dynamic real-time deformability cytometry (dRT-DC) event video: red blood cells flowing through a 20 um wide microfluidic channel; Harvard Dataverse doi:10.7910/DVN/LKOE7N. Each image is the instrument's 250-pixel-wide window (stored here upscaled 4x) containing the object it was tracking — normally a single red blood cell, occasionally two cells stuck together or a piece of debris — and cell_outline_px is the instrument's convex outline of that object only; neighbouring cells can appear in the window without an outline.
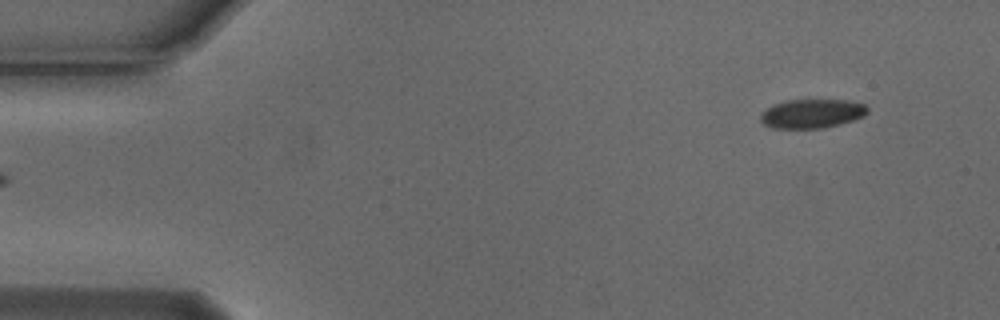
{"species": "Egyptian fruit bat (a non-hibernating species)", "species_latin": "Rousettus aegyptiacus", "temperature_condition": "cold", "stored_images_in_passage": 6, "camera_frame_rate_fps": 3000, "um_per_image_px": 0.085, "animal": {"sex": "male"}, "frame": {"image": 1, "passage_image": 6, "time_ms": 1.667, "image_size_px": [1000, 320], "cell_outline_px": [[868, 112], [864, 116], [840, 124], [824, 128], [772, 128], [764, 124], [760, 120], [760, 112], [764, 108], [772, 104], [784, 100], [844, 100], [864, 104], [868, 108]], "centroid_in_image_um": [68.95, 9.65], "position_along_channel_um": 16.0, "area_um2": 18.26}}